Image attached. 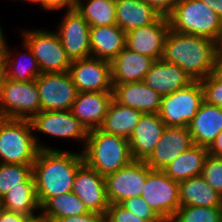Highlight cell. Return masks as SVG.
<instances>
[{"label":"cell","mask_w":222,"mask_h":222,"mask_svg":"<svg viewBox=\"0 0 222 222\" xmlns=\"http://www.w3.org/2000/svg\"><path fill=\"white\" fill-rule=\"evenodd\" d=\"M83 163L78 150H39L32 166L39 206L50 197L71 192L76 172Z\"/></svg>","instance_id":"cell-1"},{"label":"cell","mask_w":222,"mask_h":222,"mask_svg":"<svg viewBox=\"0 0 222 222\" xmlns=\"http://www.w3.org/2000/svg\"><path fill=\"white\" fill-rule=\"evenodd\" d=\"M216 56L215 40L170 29L162 60L178 65L194 81H200L212 74Z\"/></svg>","instance_id":"cell-2"},{"label":"cell","mask_w":222,"mask_h":222,"mask_svg":"<svg viewBox=\"0 0 222 222\" xmlns=\"http://www.w3.org/2000/svg\"><path fill=\"white\" fill-rule=\"evenodd\" d=\"M81 153L84 163L103 177L115 173L133 161L128 139L100 129L88 131Z\"/></svg>","instance_id":"cell-3"},{"label":"cell","mask_w":222,"mask_h":222,"mask_svg":"<svg viewBox=\"0 0 222 222\" xmlns=\"http://www.w3.org/2000/svg\"><path fill=\"white\" fill-rule=\"evenodd\" d=\"M39 150L30 120L0 117V163L33 165Z\"/></svg>","instance_id":"cell-4"},{"label":"cell","mask_w":222,"mask_h":222,"mask_svg":"<svg viewBox=\"0 0 222 222\" xmlns=\"http://www.w3.org/2000/svg\"><path fill=\"white\" fill-rule=\"evenodd\" d=\"M170 29L217 40L221 18L200 0H180L168 16Z\"/></svg>","instance_id":"cell-5"},{"label":"cell","mask_w":222,"mask_h":222,"mask_svg":"<svg viewBox=\"0 0 222 222\" xmlns=\"http://www.w3.org/2000/svg\"><path fill=\"white\" fill-rule=\"evenodd\" d=\"M21 40L32 50L38 61L41 73H65L69 71L71 59L63 48L56 32L49 28H23Z\"/></svg>","instance_id":"cell-6"},{"label":"cell","mask_w":222,"mask_h":222,"mask_svg":"<svg viewBox=\"0 0 222 222\" xmlns=\"http://www.w3.org/2000/svg\"><path fill=\"white\" fill-rule=\"evenodd\" d=\"M30 121L33 126L35 142L40 150H60L58 147H51L48 143L45 144L44 140L40 139L41 135H38L41 133L49 138L75 140L78 144L81 143L78 146H81L80 151L84 148L88 131L70 110L40 111Z\"/></svg>","instance_id":"cell-7"},{"label":"cell","mask_w":222,"mask_h":222,"mask_svg":"<svg viewBox=\"0 0 222 222\" xmlns=\"http://www.w3.org/2000/svg\"><path fill=\"white\" fill-rule=\"evenodd\" d=\"M41 111L36 79L17 82L4 79L0 95V117L31 120Z\"/></svg>","instance_id":"cell-8"},{"label":"cell","mask_w":222,"mask_h":222,"mask_svg":"<svg viewBox=\"0 0 222 222\" xmlns=\"http://www.w3.org/2000/svg\"><path fill=\"white\" fill-rule=\"evenodd\" d=\"M204 101L200 81L179 89L170 95L162 96L159 116L165 126L188 127Z\"/></svg>","instance_id":"cell-9"},{"label":"cell","mask_w":222,"mask_h":222,"mask_svg":"<svg viewBox=\"0 0 222 222\" xmlns=\"http://www.w3.org/2000/svg\"><path fill=\"white\" fill-rule=\"evenodd\" d=\"M141 197L164 222H170L181 206L179 182L172 180L162 170H152L149 166Z\"/></svg>","instance_id":"cell-10"},{"label":"cell","mask_w":222,"mask_h":222,"mask_svg":"<svg viewBox=\"0 0 222 222\" xmlns=\"http://www.w3.org/2000/svg\"><path fill=\"white\" fill-rule=\"evenodd\" d=\"M36 85L41 111L70 110L78 94L69 72L41 73Z\"/></svg>","instance_id":"cell-11"},{"label":"cell","mask_w":222,"mask_h":222,"mask_svg":"<svg viewBox=\"0 0 222 222\" xmlns=\"http://www.w3.org/2000/svg\"><path fill=\"white\" fill-rule=\"evenodd\" d=\"M68 72L78 92H112L109 61L92 56L73 60Z\"/></svg>","instance_id":"cell-12"},{"label":"cell","mask_w":222,"mask_h":222,"mask_svg":"<svg viewBox=\"0 0 222 222\" xmlns=\"http://www.w3.org/2000/svg\"><path fill=\"white\" fill-rule=\"evenodd\" d=\"M148 176V165L145 161L133 160L129 165L104 177L107 198L110 204L139 197Z\"/></svg>","instance_id":"cell-13"},{"label":"cell","mask_w":222,"mask_h":222,"mask_svg":"<svg viewBox=\"0 0 222 222\" xmlns=\"http://www.w3.org/2000/svg\"><path fill=\"white\" fill-rule=\"evenodd\" d=\"M61 17L55 28L67 56L71 61L90 57L91 26L75 9L66 11Z\"/></svg>","instance_id":"cell-14"},{"label":"cell","mask_w":222,"mask_h":222,"mask_svg":"<svg viewBox=\"0 0 222 222\" xmlns=\"http://www.w3.org/2000/svg\"><path fill=\"white\" fill-rule=\"evenodd\" d=\"M169 30L168 17L161 15L154 23L127 32L126 47L154 60H161Z\"/></svg>","instance_id":"cell-15"},{"label":"cell","mask_w":222,"mask_h":222,"mask_svg":"<svg viewBox=\"0 0 222 222\" xmlns=\"http://www.w3.org/2000/svg\"><path fill=\"white\" fill-rule=\"evenodd\" d=\"M72 192L80 198L90 212L105 215L110 205L105 179L85 163L76 172Z\"/></svg>","instance_id":"cell-16"},{"label":"cell","mask_w":222,"mask_h":222,"mask_svg":"<svg viewBox=\"0 0 222 222\" xmlns=\"http://www.w3.org/2000/svg\"><path fill=\"white\" fill-rule=\"evenodd\" d=\"M192 145L189 127L165 126L158 144L145 163L152 170H163Z\"/></svg>","instance_id":"cell-17"},{"label":"cell","mask_w":222,"mask_h":222,"mask_svg":"<svg viewBox=\"0 0 222 222\" xmlns=\"http://www.w3.org/2000/svg\"><path fill=\"white\" fill-rule=\"evenodd\" d=\"M112 99V92H78L70 111L87 131L99 129Z\"/></svg>","instance_id":"cell-18"},{"label":"cell","mask_w":222,"mask_h":222,"mask_svg":"<svg viewBox=\"0 0 222 222\" xmlns=\"http://www.w3.org/2000/svg\"><path fill=\"white\" fill-rule=\"evenodd\" d=\"M143 82L161 96L189 86L194 80L178 65L155 60L145 74Z\"/></svg>","instance_id":"cell-19"},{"label":"cell","mask_w":222,"mask_h":222,"mask_svg":"<svg viewBox=\"0 0 222 222\" xmlns=\"http://www.w3.org/2000/svg\"><path fill=\"white\" fill-rule=\"evenodd\" d=\"M165 124L158 113L143 114L129 137L133 160L145 161L160 140Z\"/></svg>","instance_id":"cell-20"},{"label":"cell","mask_w":222,"mask_h":222,"mask_svg":"<svg viewBox=\"0 0 222 222\" xmlns=\"http://www.w3.org/2000/svg\"><path fill=\"white\" fill-rule=\"evenodd\" d=\"M113 99L144 114L158 113L162 96L143 81L113 84Z\"/></svg>","instance_id":"cell-21"},{"label":"cell","mask_w":222,"mask_h":222,"mask_svg":"<svg viewBox=\"0 0 222 222\" xmlns=\"http://www.w3.org/2000/svg\"><path fill=\"white\" fill-rule=\"evenodd\" d=\"M154 61L125 47L111 61L112 84L143 81Z\"/></svg>","instance_id":"cell-22"},{"label":"cell","mask_w":222,"mask_h":222,"mask_svg":"<svg viewBox=\"0 0 222 222\" xmlns=\"http://www.w3.org/2000/svg\"><path fill=\"white\" fill-rule=\"evenodd\" d=\"M188 127L193 143L208 148L222 131V108L203 101Z\"/></svg>","instance_id":"cell-23"},{"label":"cell","mask_w":222,"mask_h":222,"mask_svg":"<svg viewBox=\"0 0 222 222\" xmlns=\"http://www.w3.org/2000/svg\"><path fill=\"white\" fill-rule=\"evenodd\" d=\"M126 47V32L117 24L90 27L91 56L111 62Z\"/></svg>","instance_id":"cell-24"},{"label":"cell","mask_w":222,"mask_h":222,"mask_svg":"<svg viewBox=\"0 0 222 222\" xmlns=\"http://www.w3.org/2000/svg\"><path fill=\"white\" fill-rule=\"evenodd\" d=\"M21 42L22 51L18 50L19 52L14 51L9 43L7 45L3 63L5 76L6 79L17 82H29L37 79L41 74V70L32 50L23 40ZM22 59H24V62Z\"/></svg>","instance_id":"cell-25"},{"label":"cell","mask_w":222,"mask_h":222,"mask_svg":"<svg viewBox=\"0 0 222 222\" xmlns=\"http://www.w3.org/2000/svg\"><path fill=\"white\" fill-rule=\"evenodd\" d=\"M116 22L126 33L154 23L161 15L144 0H115Z\"/></svg>","instance_id":"cell-26"},{"label":"cell","mask_w":222,"mask_h":222,"mask_svg":"<svg viewBox=\"0 0 222 222\" xmlns=\"http://www.w3.org/2000/svg\"><path fill=\"white\" fill-rule=\"evenodd\" d=\"M143 114L142 111L121 105L112 99L99 129L129 139Z\"/></svg>","instance_id":"cell-27"},{"label":"cell","mask_w":222,"mask_h":222,"mask_svg":"<svg viewBox=\"0 0 222 222\" xmlns=\"http://www.w3.org/2000/svg\"><path fill=\"white\" fill-rule=\"evenodd\" d=\"M179 197L181 206L222 207V196L202 175L179 182Z\"/></svg>","instance_id":"cell-28"},{"label":"cell","mask_w":222,"mask_h":222,"mask_svg":"<svg viewBox=\"0 0 222 222\" xmlns=\"http://www.w3.org/2000/svg\"><path fill=\"white\" fill-rule=\"evenodd\" d=\"M207 155V147L194 144L188 150L181 153L162 171L177 182L200 176Z\"/></svg>","instance_id":"cell-29"},{"label":"cell","mask_w":222,"mask_h":222,"mask_svg":"<svg viewBox=\"0 0 222 222\" xmlns=\"http://www.w3.org/2000/svg\"><path fill=\"white\" fill-rule=\"evenodd\" d=\"M3 197L7 211L26 216H33L40 212L33 173L22 182V186L9 189Z\"/></svg>","instance_id":"cell-30"},{"label":"cell","mask_w":222,"mask_h":222,"mask_svg":"<svg viewBox=\"0 0 222 222\" xmlns=\"http://www.w3.org/2000/svg\"><path fill=\"white\" fill-rule=\"evenodd\" d=\"M75 10L91 27L115 25V0H77Z\"/></svg>","instance_id":"cell-31"},{"label":"cell","mask_w":222,"mask_h":222,"mask_svg":"<svg viewBox=\"0 0 222 222\" xmlns=\"http://www.w3.org/2000/svg\"><path fill=\"white\" fill-rule=\"evenodd\" d=\"M40 212L56 222L59 218L82 215L90 211L80 198L71 191L50 197L40 207Z\"/></svg>","instance_id":"cell-32"},{"label":"cell","mask_w":222,"mask_h":222,"mask_svg":"<svg viewBox=\"0 0 222 222\" xmlns=\"http://www.w3.org/2000/svg\"><path fill=\"white\" fill-rule=\"evenodd\" d=\"M222 207L180 206L170 222H220Z\"/></svg>","instance_id":"cell-33"},{"label":"cell","mask_w":222,"mask_h":222,"mask_svg":"<svg viewBox=\"0 0 222 222\" xmlns=\"http://www.w3.org/2000/svg\"><path fill=\"white\" fill-rule=\"evenodd\" d=\"M33 165L0 163V195L4 196L9 189L22 186L32 174Z\"/></svg>","instance_id":"cell-34"},{"label":"cell","mask_w":222,"mask_h":222,"mask_svg":"<svg viewBox=\"0 0 222 222\" xmlns=\"http://www.w3.org/2000/svg\"><path fill=\"white\" fill-rule=\"evenodd\" d=\"M201 175L222 196V157L208 154Z\"/></svg>","instance_id":"cell-35"},{"label":"cell","mask_w":222,"mask_h":222,"mask_svg":"<svg viewBox=\"0 0 222 222\" xmlns=\"http://www.w3.org/2000/svg\"><path fill=\"white\" fill-rule=\"evenodd\" d=\"M120 204L135 216L148 222H164L141 196L126 199Z\"/></svg>","instance_id":"cell-36"},{"label":"cell","mask_w":222,"mask_h":222,"mask_svg":"<svg viewBox=\"0 0 222 222\" xmlns=\"http://www.w3.org/2000/svg\"><path fill=\"white\" fill-rule=\"evenodd\" d=\"M204 92V101L222 108V82L212 74L200 80Z\"/></svg>","instance_id":"cell-37"},{"label":"cell","mask_w":222,"mask_h":222,"mask_svg":"<svg viewBox=\"0 0 222 222\" xmlns=\"http://www.w3.org/2000/svg\"><path fill=\"white\" fill-rule=\"evenodd\" d=\"M105 222H148L135 216L120 203L110 204L105 213Z\"/></svg>","instance_id":"cell-38"},{"label":"cell","mask_w":222,"mask_h":222,"mask_svg":"<svg viewBox=\"0 0 222 222\" xmlns=\"http://www.w3.org/2000/svg\"><path fill=\"white\" fill-rule=\"evenodd\" d=\"M153 7L160 15L168 17L180 0H144Z\"/></svg>","instance_id":"cell-39"},{"label":"cell","mask_w":222,"mask_h":222,"mask_svg":"<svg viewBox=\"0 0 222 222\" xmlns=\"http://www.w3.org/2000/svg\"><path fill=\"white\" fill-rule=\"evenodd\" d=\"M56 222H105V215L88 212L82 215L59 218Z\"/></svg>","instance_id":"cell-40"},{"label":"cell","mask_w":222,"mask_h":222,"mask_svg":"<svg viewBox=\"0 0 222 222\" xmlns=\"http://www.w3.org/2000/svg\"><path fill=\"white\" fill-rule=\"evenodd\" d=\"M77 0H46V12L70 11L76 8Z\"/></svg>","instance_id":"cell-41"},{"label":"cell","mask_w":222,"mask_h":222,"mask_svg":"<svg viewBox=\"0 0 222 222\" xmlns=\"http://www.w3.org/2000/svg\"><path fill=\"white\" fill-rule=\"evenodd\" d=\"M30 216L5 210L0 215V222H27Z\"/></svg>","instance_id":"cell-42"},{"label":"cell","mask_w":222,"mask_h":222,"mask_svg":"<svg viewBox=\"0 0 222 222\" xmlns=\"http://www.w3.org/2000/svg\"><path fill=\"white\" fill-rule=\"evenodd\" d=\"M207 149L208 154L215 157H222V131L216 136L215 140Z\"/></svg>","instance_id":"cell-43"},{"label":"cell","mask_w":222,"mask_h":222,"mask_svg":"<svg viewBox=\"0 0 222 222\" xmlns=\"http://www.w3.org/2000/svg\"><path fill=\"white\" fill-rule=\"evenodd\" d=\"M214 11L222 20V0H200Z\"/></svg>","instance_id":"cell-44"},{"label":"cell","mask_w":222,"mask_h":222,"mask_svg":"<svg viewBox=\"0 0 222 222\" xmlns=\"http://www.w3.org/2000/svg\"><path fill=\"white\" fill-rule=\"evenodd\" d=\"M212 75L222 82V56H216Z\"/></svg>","instance_id":"cell-45"},{"label":"cell","mask_w":222,"mask_h":222,"mask_svg":"<svg viewBox=\"0 0 222 222\" xmlns=\"http://www.w3.org/2000/svg\"><path fill=\"white\" fill-rule=\"evenodd\" d=\"M27 222H53V221L49 219L46 215L39 212L38 214L30 216Z\"/></svg>","instance_id":"cell-46"},{"label":"cell","mask_w":222,"mask_h":222,"mask_svg":"<svg viewBox=\"0 0 222 222\" xmlns=\"http://www.w3.org/2000/svg\"><path fill=\"white\" fill-rule=\"evenodd\" d=\"M17 0H15L16 2ZM18 1H22V3H30V4H35L39 6V8L42 9V11L44 10L46 12V0H18Z\"/></svg>","instance_id":"cell-47"},{"label":"cell","mask_w":222,"mask_h":222,"mask_svg":"<svg viewBox=\"0 0 222 222\" xmlns=\"http://www.w3.org/2000/svg\"><path fill=\"white\" fill-rule=\"evenodd\" d=\"M1 23V22H0ZM3 28L0 24V50H6L7 45H8V41L6 39V35L4 34L5 32H3Z\"/></svg>","instance_id":"cell-48"},{"label":"cell","mask_w":222,"mask_h":222,"mask_svg":"<svg viewBox=\"0 0 222 222\" xmlns=\"http://www.w3.org/2000/svg\"><path fill=\"white\" fill-rule=\"evenodd\" d=\"M216 54L217 56H222V27L220 29L219 36L216 40Z\"/></svg>","instance_id":"cell-49"},{"label":"cell","mask_w":222,"mask_h":222,"mask_svg":"<svg viewBox=\"0 0 222 222\" xmlns=\"http://www.w3.org/2000/svg\"><path fill=\"white\" fill-rule=\"evenodd\" d=\"M5 78H6L5 69H0V95H1V90H2V86H3V82Z\"/></svg>","instance_id":"cell-50"},{"label":"cell","mask_w":222,"mask_h":222,"mask_svg":"<svg viewBox=\"0 0 222 222\" xmlns=\"http://www.w3.org/2000/svg\"><path fill=\"white\" fill-rule=\"evenodd\" d=\"M4 197L0 195V215L5 211Z\"/></svg>","instance_id":"cell-51"},{"label":"cell","mask_w":222,"mask_h":222,"mask_svg":"<svg viewBox=\"0 0 222 222\" xmlns=\"http://www.w3.org/2000/svg\"><path fill=\"white\" fill-rule=\"evenodd\" d=\"M4 52L5 50H0V69H5L4 68Z\"/></svg>","instance_id":"cell-52"}]
</instances>
